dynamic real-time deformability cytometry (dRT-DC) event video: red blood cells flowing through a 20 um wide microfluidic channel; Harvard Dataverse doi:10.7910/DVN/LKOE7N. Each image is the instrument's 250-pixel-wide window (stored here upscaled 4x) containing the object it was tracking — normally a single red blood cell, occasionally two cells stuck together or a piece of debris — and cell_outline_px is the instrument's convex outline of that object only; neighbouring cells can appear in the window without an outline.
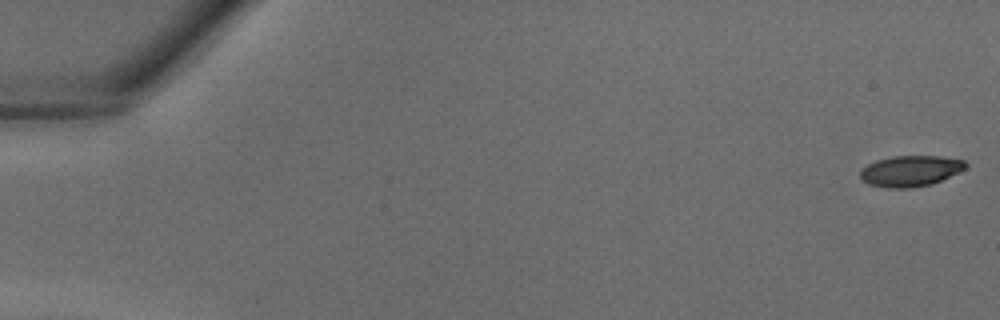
{"species": "common noctule bat (a hibernating species)", "species_latin": "Nyctalus noctula", "temperature_condition": "warm", "stored_images_in_passage": 39, "camera_frame_rate_fps": 3000, "um_per_image_px": 0.085, "animal": {"sex": "male", "body_mass_g": 18.8}, "frame": {"image": 1, "passage_image": 1, "time_ms": 0.0, "image_size_px": [1000, 320], "cell_outline_px": [[968, 164], [964, 168], [932, 184], [912, 188], [888, 188], [868, 184], [860, 176], [860, 172], [868, 164], [876, 160], [892, 156], [940, 156], [964, 160]], "centroid_in_image_um": [77.36, 14.53], "position_along_channel_um": 7.6, "area_um2": 18.73}}
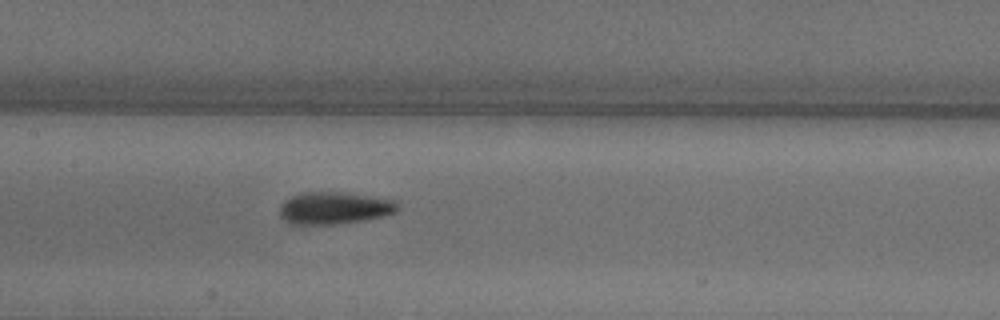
{"frame": {"image": 2, "passage_image": 20, "time_ms": 6.333, "image_size_px": [1000, 320], "cell_outline_px": [[400, 208], [396, 212], [384, 216], [364, 220], [336, 224], [292, 224], [284, 220], [280, 216], [280, 208], [284, 200], [292, 196], [304, 192], [340, 192], [396, 200]], "centroid_in_image_um": [28.43, 17.68], "position_along_channel_um": 179.0, "area_um2": 22.08}}
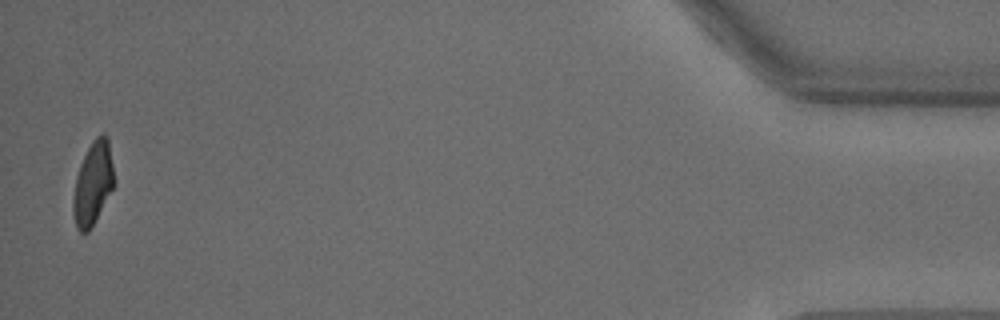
{"frame": {"image": 3, "passage_image": 39, "time_ms": 12.667, "image_size_px": [1000, 320], "cell_outline_px": [[116, 184], [88, 232], [80, 232], [76, 228], [72, 212], [72, 196], [76, 176], [80, 164], [92, 140], [96, 136], [104, 132], [108, 140], [116, 180]], "centroid_in_image_um": [7.9, 15.59], "position_along_channel_um": 427.3, "area_um2": 20.11}}